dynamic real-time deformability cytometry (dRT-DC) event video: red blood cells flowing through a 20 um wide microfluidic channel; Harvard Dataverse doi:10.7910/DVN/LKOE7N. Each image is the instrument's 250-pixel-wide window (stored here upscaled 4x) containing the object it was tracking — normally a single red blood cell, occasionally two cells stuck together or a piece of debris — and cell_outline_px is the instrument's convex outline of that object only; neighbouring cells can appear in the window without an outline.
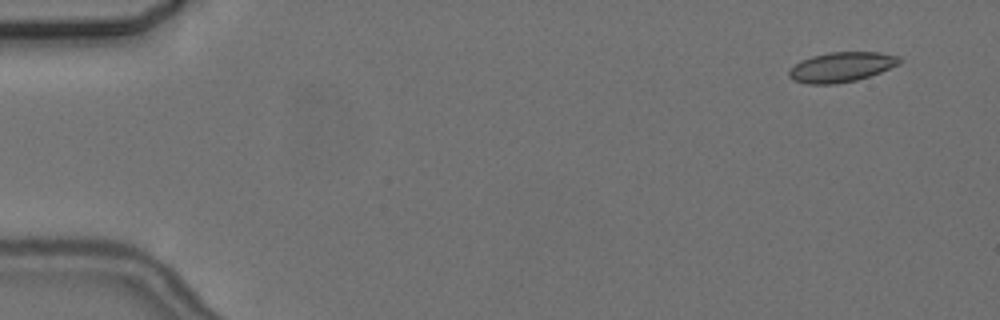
{"species": "common noctule bat (a hibernating species)", "species_latin": "Nyctalus noctula", "temperature_condition": "cold", "stored_images_in_passage": 4, "camera_frame_rate_fps": 3000, "um_per_image_px": 0.085, "animal": {"sex": "female", "body_mass_g": 24.6, "forearm_length_mm": 56.2}, "frame": {"image": 1, "passage_image": 1, "time_ms": 0.0, "image_size_px": [1000, 320], "cell_outline_px": [[904, 60], [900, 64], [880, 72], [856, 80], [836, 84], [808, 84], [792, 80], [788, 76], [788, 72], [800, 60], [812, 56], [828, 52], [880, 52], [900, 56]], "centroid_in_image_um": [71.54, 5.69], "position_along_channel_um": 13.5, "area_um2": 19.36}}
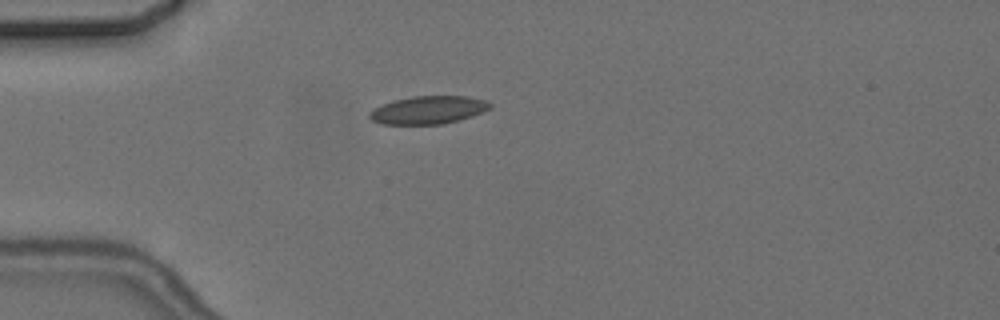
{"frame": {"image": 2, "passage_image": 4, "time_ms": 4.0, "image_size_px": [1000, 320], "cell_outline_px": [[492, 108], [484, 112], [460, 120], [444, 124], [380, 124], [372, 120], [368, 116], [368, 112], [384, 104], [396, 100], [412, 96], [468, 96], [488, 100], [492, 104]], "centroid_in_image_um": [36.47, 9.35], "position_along_channel_um": 48.5, "area_um2": 19.77}}